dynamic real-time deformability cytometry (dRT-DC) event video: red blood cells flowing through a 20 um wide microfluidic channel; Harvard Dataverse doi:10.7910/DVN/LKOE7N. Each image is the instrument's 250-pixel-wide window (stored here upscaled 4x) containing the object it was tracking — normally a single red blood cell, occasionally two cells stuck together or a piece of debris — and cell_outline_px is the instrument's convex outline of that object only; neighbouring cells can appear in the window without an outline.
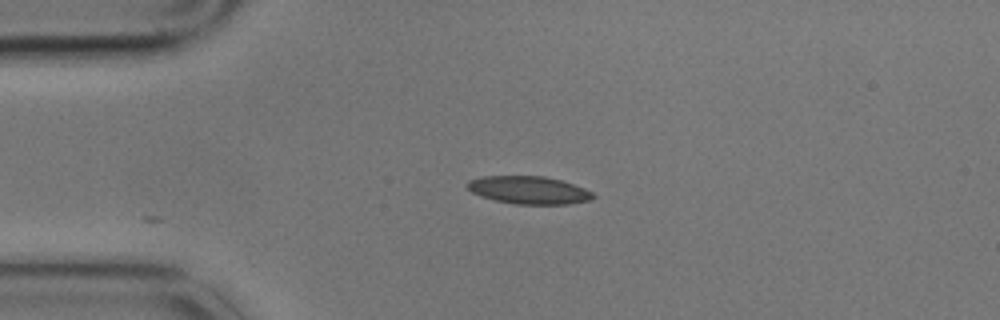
{"species": "common noctule bat (a hibernating species)", "species_latin": "Nyctalus noctula", "temperature_condition": "cold", "stored_images_in_passage": 3, "camera_frame_rate_fps": 3000, "um_per_image_px": 0.085, "animal": {"sex": "male", "body_mass_g": 17.9}, "frame": {"image": 1, "passage_image": 3, "time_ms": 0.667, "image_size_px": [1000, 320], "cell_outline_px": [[596, 196], [588, 200], [568, 204], [516, 204], [496, 200], [480, 196], [472, 192], [464, 184], [468, 180], [480, 176], [544, 176], [560, 180], [584, 188], [592, 192]], "centroid_in_image_um": [44.9, 16.15], "position_along_channel_um": 40.1, "area_um2": 20.29}}